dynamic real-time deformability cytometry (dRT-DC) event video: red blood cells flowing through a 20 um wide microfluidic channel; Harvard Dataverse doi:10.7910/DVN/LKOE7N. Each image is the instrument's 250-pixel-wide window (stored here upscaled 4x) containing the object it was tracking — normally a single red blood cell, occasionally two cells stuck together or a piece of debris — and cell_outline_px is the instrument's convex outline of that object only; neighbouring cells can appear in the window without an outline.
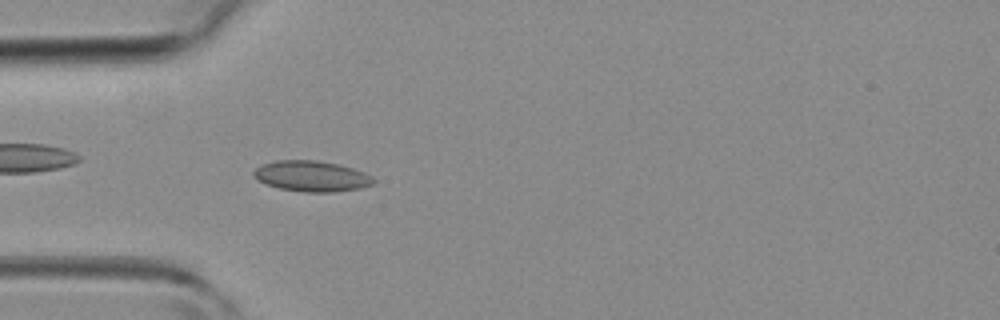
{"species": "common noctule bat (a hibernating species)", "species_latin": "Nyctalus noctula", "temperature_condition": "room temperature", "stored_images_in_passage": 38, "camera_frame_rate_fps": 3000, "um_per_image_px": 0.085, "animal": {"sex": "female", "body_mass_g": 19.3, "forearm_length_mm": 54.1}, "frame": {"image": 1, "passage_image": 12, "time_ms": 3.667, "image_size_px": [1000, 320], "cell_outline_px": [[376, 180], [372, 184], [360, 188], [332, 192], [304, 192], [280, 188], [264, 184], [256, 180], [252, 176], [252, 172], [260, 164], [276, 160], [316, 160], [340, 164], [364, 172], [372, 176]], "centroid_in_image_um": [26.44, 14.96], "position_along_channel_um": 58.6, "area_um2": 21.68}}
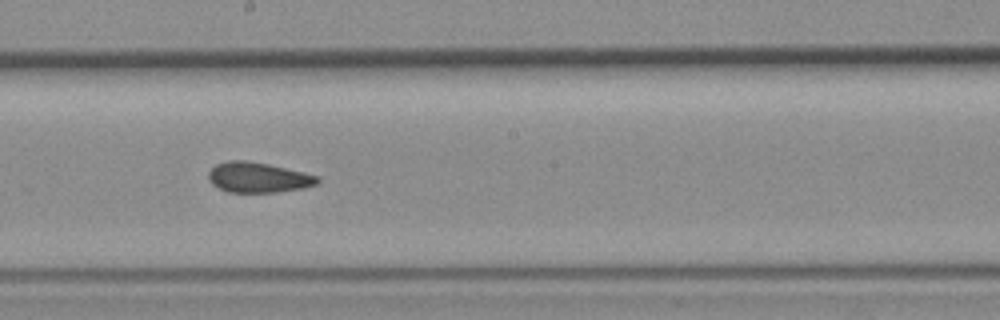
{"frame": {"image": 2, "passage_image": 23, "time_ms": 7.333, "image_size_px": [1000, 320], "cell_outline_px": [[320, 180], [316, 184], [300, 188], [276, 192], [228, 192], [212, 184], [208, 180], [208, 172], [216, 164], [228, 160], [244, 160], [268, 164], [316, 176]], "centroid_in_image_um": [21.86, 15.08], "position_along_channel_um": 226.3, "area_um2": 18.84}}
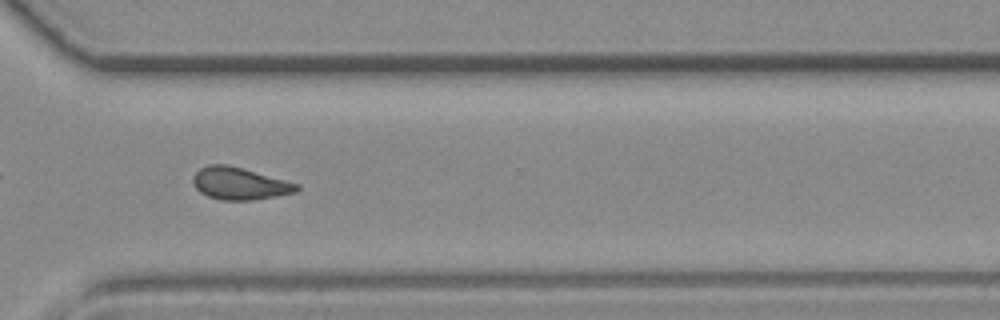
{"frame": {"image": 3, "passage_image": 31, "time_ms": 10.0, "image_size_px": [1000, 320], "cell_outline_px": [[300, 188], [296, 192], [276, 196], [252, 200], [220, 200], [208, 196], [200, 192], [196, 188], [192, 180], [192, 176], [200, 168], [208, 164], [228, 164], [300, 184]], "centroid_in_image_um": [20.36, 15.59], "position_along_channel_um": 350.2, "area_um2": 19.54}}